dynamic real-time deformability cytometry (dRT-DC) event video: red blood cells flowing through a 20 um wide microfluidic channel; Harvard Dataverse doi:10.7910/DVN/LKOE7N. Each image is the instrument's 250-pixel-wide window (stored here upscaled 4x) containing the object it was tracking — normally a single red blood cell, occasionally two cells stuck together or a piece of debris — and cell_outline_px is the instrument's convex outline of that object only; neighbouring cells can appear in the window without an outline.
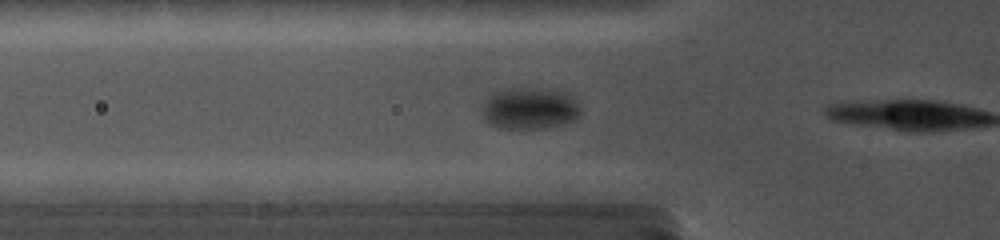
{"species": "common noctule bat (a hibernating species)", "species_latin": "Nyctalus noctula", "temperature_condition": "cold", "stored_images_in_passage": 14, "camera_frame_rate_fps": 5000, "um_per_image_px": 0.085, "animal": {"sex": "female", "body_mass_g": 19.0, "forearm_length_mm": 56.7}, "frame": {"image": 1, "passage_image": 5, "time_ms": 2.4, "image_size_px": [1000, 240], "cell_outline_px": [[580, 112], [572, 120], [556, 124], [536, 128], [504, 128], [492, 124], [484, 120], [484, 104], [488, 96], [492, 92], [500, 88], [556, 88], [572, 96], [576, 100], [580, 108]], "centroid_in_image_um": [45.01, 9.15], "position_along_channel_um": 80.8, "area_um2": 23.7}}